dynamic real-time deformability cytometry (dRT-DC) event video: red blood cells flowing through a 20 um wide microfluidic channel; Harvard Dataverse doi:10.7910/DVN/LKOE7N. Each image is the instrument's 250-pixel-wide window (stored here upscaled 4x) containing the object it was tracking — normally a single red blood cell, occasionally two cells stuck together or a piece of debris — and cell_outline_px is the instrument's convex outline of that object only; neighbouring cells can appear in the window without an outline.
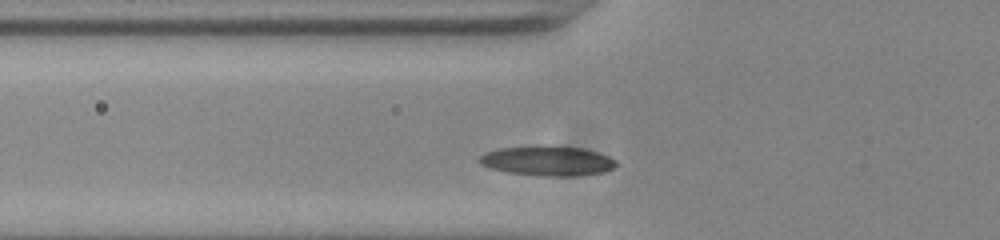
{"species": "common noctule bat (a hibernating species)", "species_latin": "Nyctalus noctula", "temperature_condition": "room temperature", "stored_images_in_passage": 35, "camera_frame_rate_fps": 3000, "um_per_image_px": 0.085, "animal": {"sex": "male", "body_mass_g": 20.0, "forearm_length_mm": 53.3}, "frame": {"image": 1, "passage_image": 9, "time_ms": 2.667, "image_size_px": [1000, 240], "cell_outline_px": [[620, 164], [616, 168], [604, 172], [576, 176], [540, 176], [508, 172], [492, 168], [480, 164], [480, 156], [488, 152], [500, 148], [580, 148], [596, 152], [608, 156], [616, 160]], "centroid_in_image_um": [46.63, 13.73], "position_along_channel_um": 79.2, "area_um2": 22.83}}
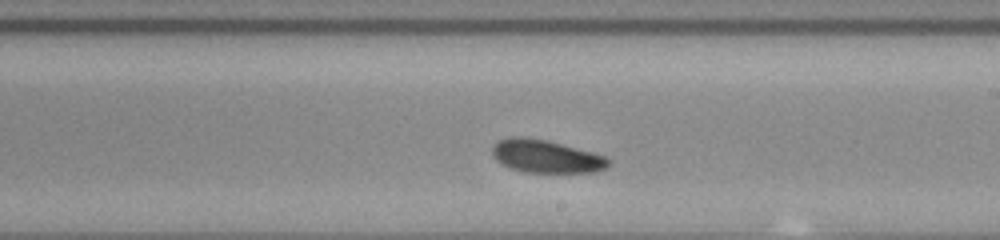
{"frame": {"image": 2, "passage_image": 22, "time_ms": 7.0, "image_size_px": [1000, 240], "cell_outline_px": [[612, 164], [608, 168], [596, 172], [524, 172], [500, 164], [492, 156], [492, 148], [500, 140], [512, 136], [524, 136], [544, 140], [608, 156]], "centroid_in_image_um": [46.45, 13.3], "position_along_channel_um": 242.6, "area_um2": 22.31}}
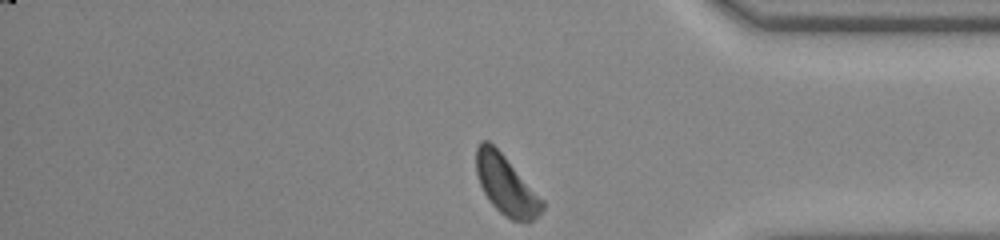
{"frame": {"image": 3, "passage_image": 35, "time_ms": 11.333, "image_size_px": [1000, 240], "cell_outline_px": [[544, 208], [528, 224], [512, 220], [504, 216], [492, 204], [484, 192], [480, 184], [476, 172], [476, 148], [480, 140], [488, 140], [504, 156], [544, 200]], "centroid_in_image_um": [43.02, 15.75], "position_along_channel_um": 392.2, "area_um2": 22.66}, "authors_computed_cell_mechanics": {"area_um2": 22.542, "velocity_mm_per_s": 3.7692, "shape_relaxation_time_tau1_ms": 1.3629, "shape_relaxation_time_tau2_ms": 5.9324, "deformation_change_tau1": 0.0664, "deformation_change_tau2": 0.1216}}